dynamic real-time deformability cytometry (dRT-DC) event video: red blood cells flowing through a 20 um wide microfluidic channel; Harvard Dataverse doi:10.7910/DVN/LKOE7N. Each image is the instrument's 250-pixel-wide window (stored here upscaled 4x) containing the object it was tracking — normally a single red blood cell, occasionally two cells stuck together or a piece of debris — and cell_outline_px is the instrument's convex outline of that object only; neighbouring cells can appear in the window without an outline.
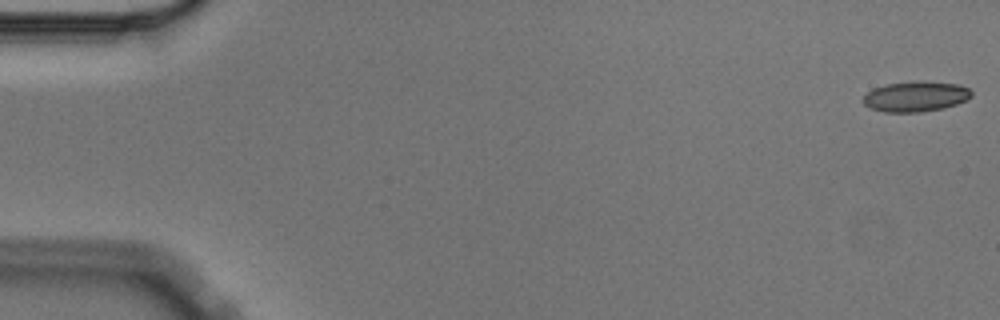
{"species": "Egyptian fruit bat (a non-hibernating species)", "species_latin": "Rousettus aegyptiacus", "temperature_condition": "cold", "stored_images_in_passage": 11, "camera_frame_rate_fps": 3000, "um_per_image_px": 0.085, "animal": {"sex": "male"}, "frame": {"image": 1, "passage_image": 1, "time_ms": 0.0, "image_size_px": [1000, 320], "cell_outline_px": [[972, 96], [968, 100], [944, 108], [920, 112], [884, 112], [872, 108], [864, 104], [860, 100], [872, 88], [884, 84], [916, 80], [960, 84], [968, 88], [972, 92]], "centroid_in_image_um": [77.83, 8.19], "position_along_channel_um": 7.2, "area_um2": 19.48}}
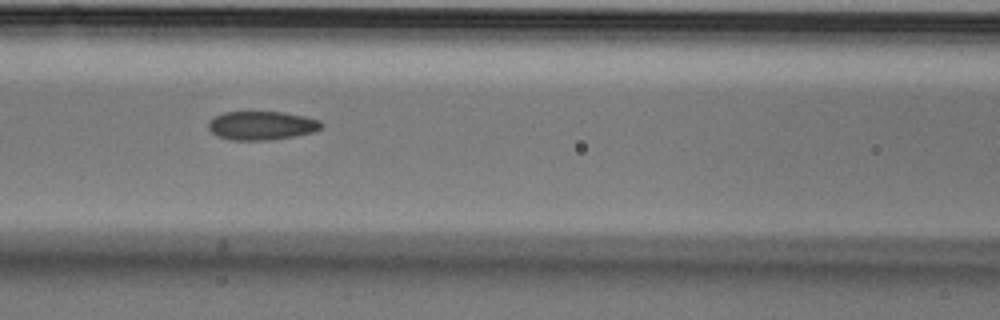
{"frame": {"image": 2, "passage_image": 7, "time_ms": 2.0, "image_size_px": [1000, 320], "cell_outline_px": [[324, 128], [312, 132], [296, 136], [268, 140], [232, 140], [216, 136], [208, 128], [208, 120], [224, 112], [284, 112], [304, 116], [320, 120], [324, 124]], "centroid_in_image_um": [22.26, 10.67], "position_along_channel_um": 144.3, "area_um2": 19.07}}
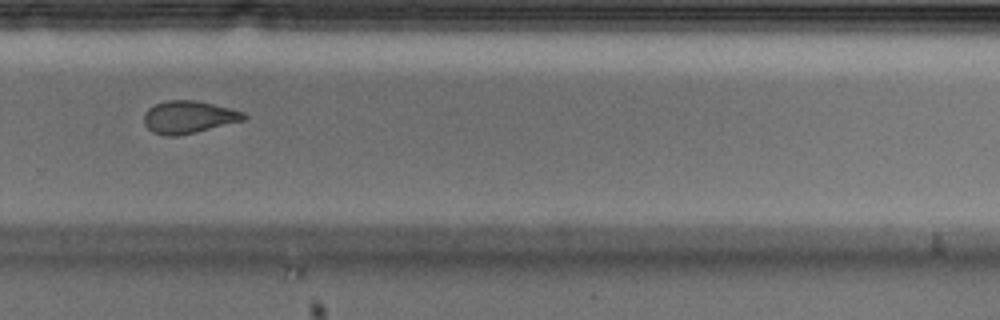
{"frame": {"image": 3, "passage_image": 11, "time_ms": 3.333, "image_size_px": [1000, 320], "cell_outline_px": [[248, 116], [244, 120], [196, 132], [176, 136], [168, 136], [152, 132], [144, 124], [144, 112], [148, 108], [156, 104], [168, 100], [196, 100], [244, 112]], "centroid_in_image_um": [16.01, 9.95], "position_along_channel_um": 313.8, "area_um2": 18.79}}